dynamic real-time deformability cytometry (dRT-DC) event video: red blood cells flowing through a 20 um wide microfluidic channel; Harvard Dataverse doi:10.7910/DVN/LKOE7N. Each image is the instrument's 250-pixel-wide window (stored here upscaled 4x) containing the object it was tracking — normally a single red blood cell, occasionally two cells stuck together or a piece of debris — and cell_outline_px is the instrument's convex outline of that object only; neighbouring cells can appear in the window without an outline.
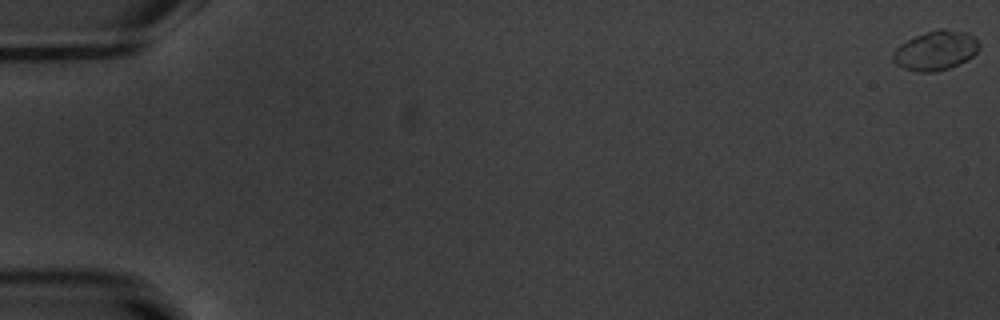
{"species": "common noctule bat (a hibernating species)", "species_latin": "Nyctalus noctula", "temperature_condition": "warm", "stored_images_in_passage": 56, "camera_frame_rate_fps": 3000, "um_per_image_px": 0.085, "animal": {"sex": "male", "body_mass_g": 20.1, "forearm_length_mm": 53.5}, "frame": {"image": 1, "passage_image": 1, "time_ms": 0.0, "image_size_px": [1000, 320], "cell_outline_px": [[980, 48], [968, 60], [948, 68], [932, 72], [916, 72], [904, 68], [896, 64], [892, 60], [892, 52], [900, 44], [916, 36], [936, 28], [944, 28], [968, 32], [980, 44]], "centroid_in_image_um": [79.53, 4.28], "position_along_channel_um": 5.5, "area_um2": 19.88}}
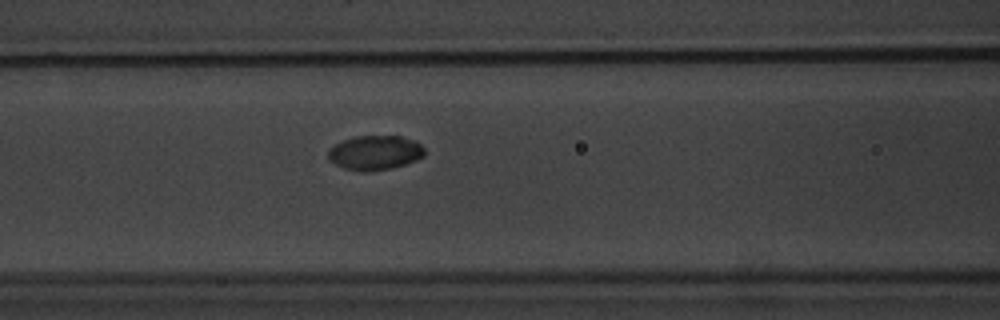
{"frame": {"image": 2, "passage_image": 25, "time_ms": 8.0, "image_size_px": [1000, 320], "cell_outline_px": [[424, 156], [416, 160], [392, 168], [368, 172], [364, 172], [344, 168], [336, 164], [328, 156], [328, 148], [344, 140], [356, 136], [400, 136], [416, 140], [424, 148]], "centroid_in_image_um": [31.89, 12.98], "position_along_channel_um": 134.7, "area_um2": 19.31}}
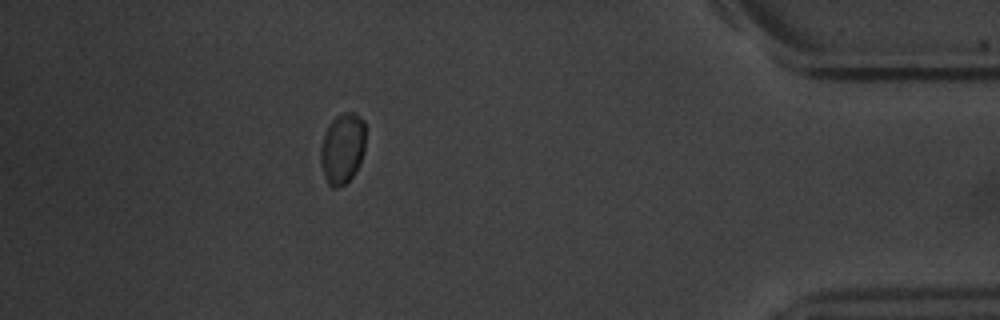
{"frame": {"image": 3, "passage_image": 50, "time_ms": 16.333, "image_size_px": [1000, 320], "cell_outline_px": [[364, 152], [360, 164], [356, 172], [344, 184], [336, 188], [332, 188], [328, 184], [324, 176], [320, 164], [320, 148], [324, 132], [332, 120], [340, 112], [352, 112], [364, 120]], "centroid_in_image_um": [29.09, 12.62], "position_along_channel_um": 406.1, "area_um2": 18.73}, "authors_computed_cell_mechanics": {"area_um2": 18.9873, "velocity_mm_per_s": 3.7694, "shape_relaxation_time_tau1_ms": 2.7002, "shape_relaxation_time_tau2_ms": null, "deformation_change_tau1": 0.1309, "deformation_change_tau2": null}}